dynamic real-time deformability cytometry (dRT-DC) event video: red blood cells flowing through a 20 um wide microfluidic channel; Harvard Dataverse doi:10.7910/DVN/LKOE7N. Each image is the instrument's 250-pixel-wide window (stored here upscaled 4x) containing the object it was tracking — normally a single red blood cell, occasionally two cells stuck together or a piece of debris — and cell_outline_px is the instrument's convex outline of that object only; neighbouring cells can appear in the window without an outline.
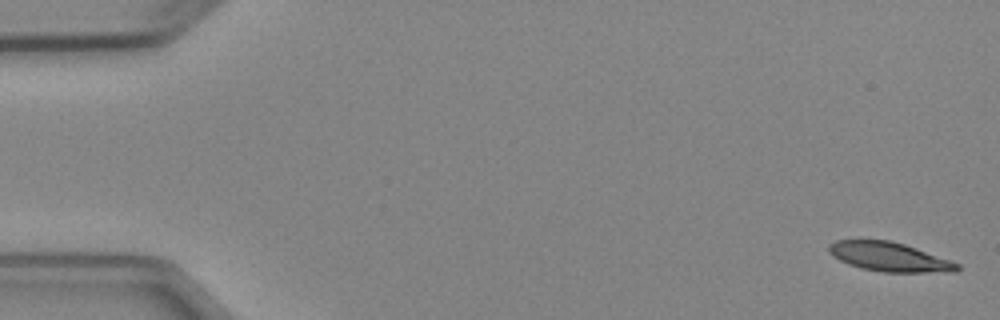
{"species": "Egyptian fruit bat (a non-hibernating species)", "species_latin": "Rousettus aegyptiacus", "temperature_condition": "cold", "stored_images_in_passage": 6, "segment_of_instrument_passage": [1, 2], "camera_frame_rate_fps": 3000, "um_per_image_px": 0.085, "animal": {"sex": "female"}, "frame": {"image": 1, "passage_image": 1, "time_ms": 0.0, "image_size_px": [1000, 320], "cell_outline_px": [[960, 268], [956, 272], [884, 272], [860, 268], [848, 264], [832, 256], [828, 252], [828, 244], [836, 240], [888, 240], [904, 244], [916, 248], [960, 264]], "centroid_in_image_um": [75.56, 21.84], "position_along_channel_um": 9.4, "area_um2": 21.73}}
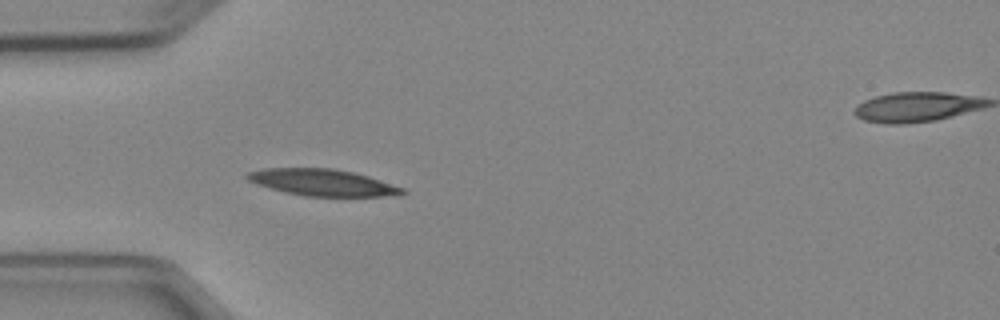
{"frame": {"image": 2, "passage_image": 5, "time_ms": 4.667, "image_size_px": [1000, 320], "cell_outline_px": [[408, 192], [400, 196], [304, 196], [284, 192], [256, 184], [248, 180], [244, 176], [248, 172], [264, 168], [336, 168], [368, 176], [404, 188]], "centroid_in_image_um": [27.43, 15.51], "position_along_channel_um": 57.6, "area_um2": 24.22}}